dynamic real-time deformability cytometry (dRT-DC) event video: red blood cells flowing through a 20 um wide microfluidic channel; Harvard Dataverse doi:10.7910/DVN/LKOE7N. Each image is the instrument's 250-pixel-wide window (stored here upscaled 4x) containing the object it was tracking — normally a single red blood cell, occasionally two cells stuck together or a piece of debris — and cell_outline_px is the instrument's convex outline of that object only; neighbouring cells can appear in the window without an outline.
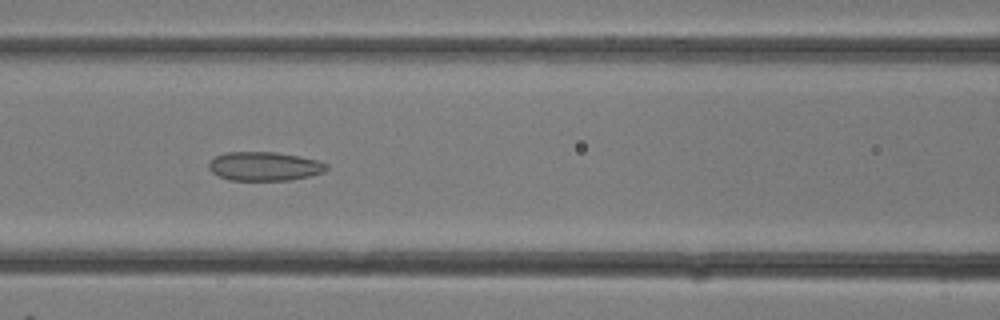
{"species": "common noctule bat (a hibernating species)", "species_latin": "Nyctalus noctula", "temperature_condition": "room temperature", "stored_images_in_passage": 29, "camera_frame_rate_fps": 3000, "um_per_image_px": 0.085, "animal": {"sex": "female"}, "frame": {"image": 1, "passage_image": 13, "time_ms": 4.0, "image_size_px": [1000, 320], "cell_outline_px": [[328, 168], [324, 172], [312, 176], [288, 180], [228, 180], [212, 172], [208, 168], [208, 164], [216, 156], [224, 152], [276, 152], [316, 160], [328, 164]], "centroid_in_image_um": [22.48, 14.14], "position_along_channel_um": 144.1, "area_um2": 19.77}}
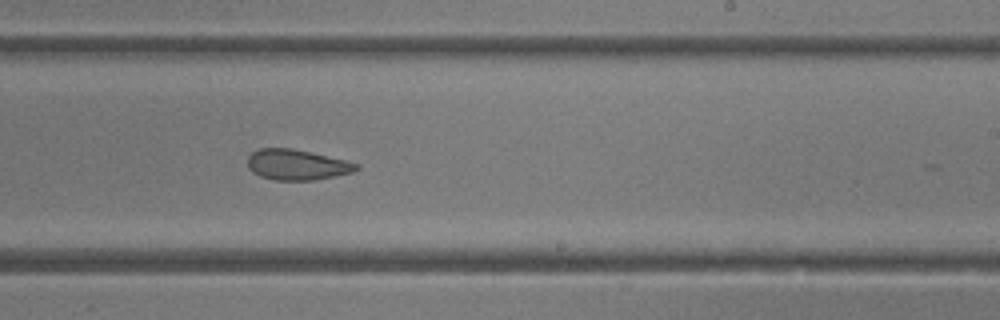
{"frame": {"image": 2, "passage_image": 18, "time_ms": 5.667, "image_size_px": [1000, 320], "cell_outline_px": [[360, 168], [352, 172], [336, 176], [312, 180], [276, 180], [260, 176], [252, 172], [248, 168], [248, 156], [252, 152], [260, 148], [292, 148], [344, 160], [356, 164]], "centroid_in_image_um": [25.19, 14.0], "position_along_channel_um": 263.8, "area_um2": 19.13}}
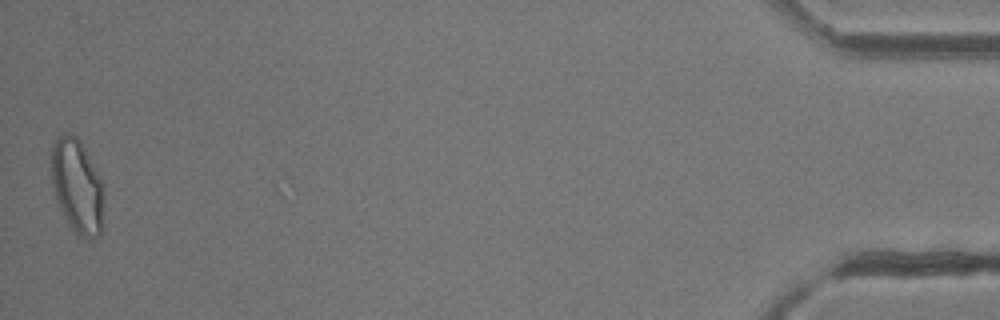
{"frame": {"image": 3, "passage_image": 29, "time_ms": 9.333, "image_size_px": [1000, 320], "cell_outline_px": [[104, 196], [100, 236], [76, 236], [68, 224], [56, 200], [52, 188], [52, 144], [64, 132], [76, 136], [80, 140], [100, 176], [104, 184]], "centroid_in_image_um": [6.57, 15.82], "position_along_channel_um": 428.6, "area_um2": 28.84}}